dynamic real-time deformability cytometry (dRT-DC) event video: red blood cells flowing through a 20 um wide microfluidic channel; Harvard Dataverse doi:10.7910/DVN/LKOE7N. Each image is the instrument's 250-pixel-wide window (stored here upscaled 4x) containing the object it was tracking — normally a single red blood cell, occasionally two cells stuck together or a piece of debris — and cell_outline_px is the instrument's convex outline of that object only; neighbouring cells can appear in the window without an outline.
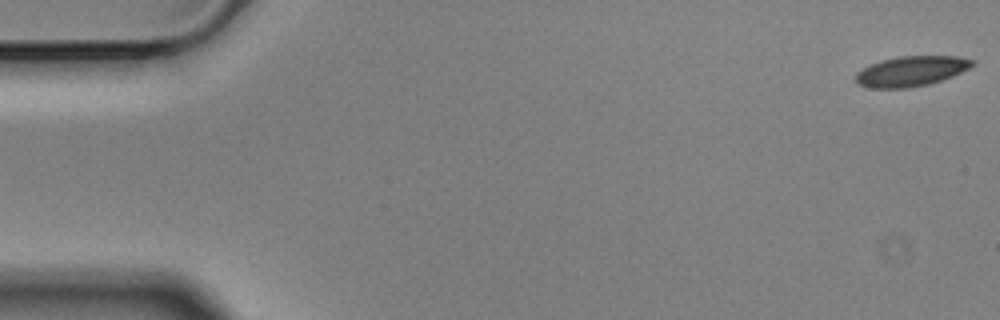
{"species": "Egyptian fruit bat (a non-hibernating species)", "species_latin": "Rousettus aegyptiacus", "temperature_condition": "cold", "stored_images_in_passage": 13, "camera_frame_rate_fps": 3000, "um_per_image_px": 0.085, "animal": {"sex": "male"}, "frame": {"image": 1, "passage_image": 1, "time_ms": 0.0, "image_size_px": [1000, 320], "cell_outline_px": [[972, 64], [968, 68], [952, 76], [928, 84], [908, 88], [872, 88], [860, 84], [856, 80], [856, 72], [872, 64], [896, 56], [956, 56], [972, 60]], "centroid_in_image_um": [77.42, 6.05], "position_along_channel_um": 7.6, "area_um2": 20.0}}